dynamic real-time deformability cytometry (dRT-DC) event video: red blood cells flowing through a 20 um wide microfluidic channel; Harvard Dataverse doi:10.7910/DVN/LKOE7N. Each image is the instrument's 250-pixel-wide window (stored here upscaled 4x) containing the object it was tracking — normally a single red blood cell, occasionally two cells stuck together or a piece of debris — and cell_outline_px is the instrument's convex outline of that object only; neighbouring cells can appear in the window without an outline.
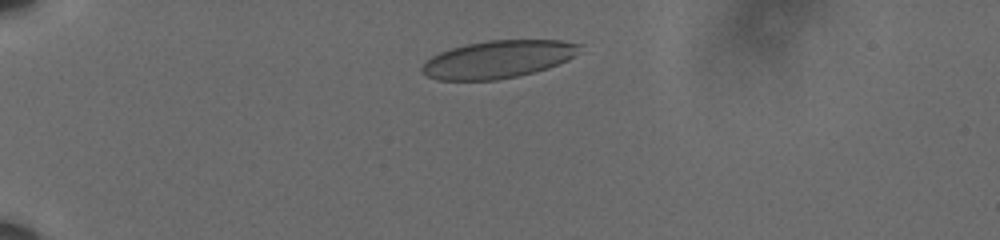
{"species": "human", "species_latin": "Homo sapiens", "temperature_condition": "cold", "stored_images_in_passage": 9, "camera_frame_rate_fps": 3000, "um_per_image_px": 0.085, "donor": {"sex": "male"}, "frame": {"image": 1, "passage_image": 2, "time_ms": 0.333, "image_size_px": [1000, 240], "cell_outline_px": [[580, 44], [572, 56], [568, 60], [548, 68], [516, 76], [496, 80], [440, 80], [428, 76], [420, 68], [432, 56], [440, 52], [452, 48], [468, 44], [488, 40], [560, 40]], "centroid_in_image_um": [42.31, 5.04], "position_along_channel_um": 42.7, "area_um2": 33.93}}
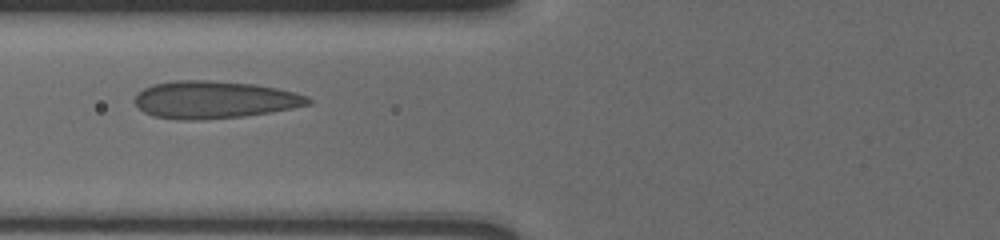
{"frame": {"image": 2, "passage_image": 6, "time_ms": 1.667, "image_size_px": [1000, 240], "cell_outline_px": [[312, 104], [272, 112], [244, 116], [204, 120], [180, 120], [152, 116], [144, 112], [132, 100], [136, 92], [152, 84], [176, 80], [212, 80], [256, 84], [296, 92], [308, 96], [312, 100]], "centroid_in_image_um": [18.21, 8.47], "position_along_channel_um": 107.6, "area_um2": 38.38}}
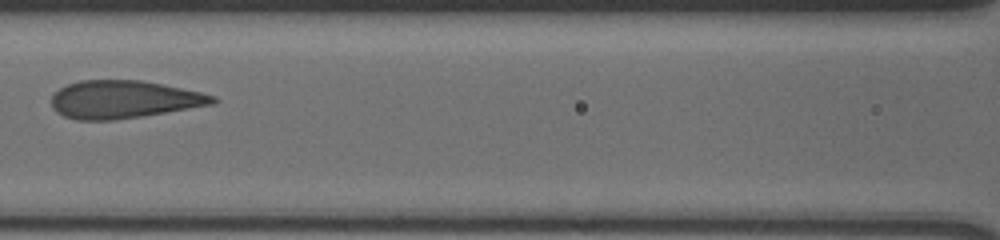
{"frame": {"image": 3, "passage_image": 8, "time_ms": 2.333, "image_size_px": [1000, 240], "cell_outline_px": [[220, 100], [216, 104], [140, 116], [112, 120], [76, 120], [64, 116], [56, 112], [52, 108], [52, 96], [60, 88], [68, 84], [80, 80], [140, 80], [200, 92], [216, 96]], "centroid_in_image_um": [10.52, 8.45], "position_along_channel_um": 156.1, "area_um2": 35.37}}